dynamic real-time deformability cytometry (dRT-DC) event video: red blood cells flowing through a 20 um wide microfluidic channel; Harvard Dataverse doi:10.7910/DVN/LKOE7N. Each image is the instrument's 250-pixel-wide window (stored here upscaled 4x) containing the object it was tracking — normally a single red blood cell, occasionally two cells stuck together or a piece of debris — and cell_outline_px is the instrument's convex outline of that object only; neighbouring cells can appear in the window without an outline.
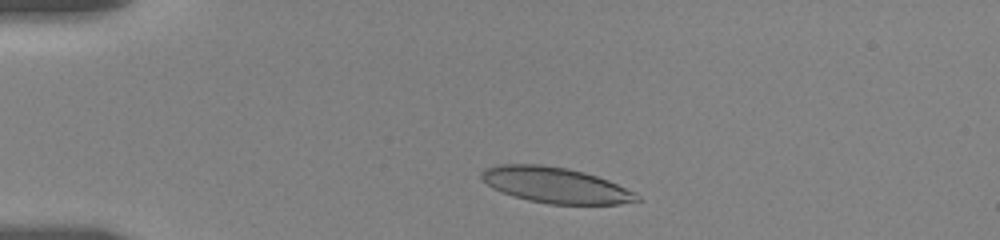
{"species": "human", "species_latin": "Homo sapiens", "temperature_condition": "room temperature", "stored_images_in_passage": 31, "camera_frame_rate_fps": 3000, "um_per_image_px": 0.085, "donor": {"sex": "female"}, "frame": {"image": 1, "passage_image": 2, "time_ms": 0.333, "image_size_px": [1000, 240], "cell_outline_px": [[640, 200], [620, 204], [548, 204], [528, 200], [492, 188], [480, 176], [480, 172], [484, 168], [500, 164], [540, 164], [568, 168], [584, 172], [608, 180], [636, 192], [640, 196]], "centroid_in_image_um": [47.23, 15.73], "position_along_channel_um": 37.8, "area_um2": 32.25}}
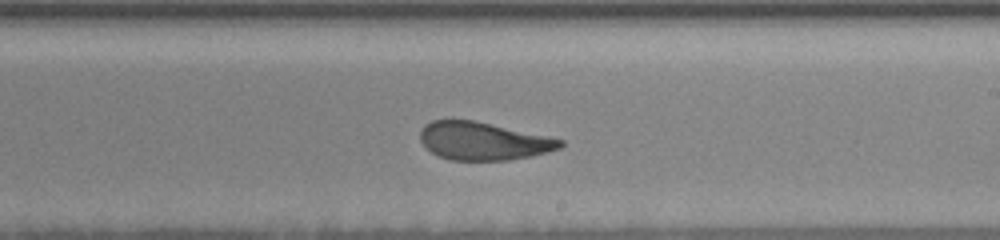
{"frame": {"image": 2, "passage_image": 19, "time_ms": 7.333, "image_size_px": [1000, 240], "cell_outline_px": [[564, 144], [560, 148], [532, 156], [508, 160], [452, 160], [440, 156], [432, 152], [420, 140], [420, 132], [424, 124], [432, 120], [472, 120], [548, 136], [564, 140]], "centroid_in_image_um": [41.08, 11.99], "position_along_channel_um": 247.9, "area_um2": 30.69}}
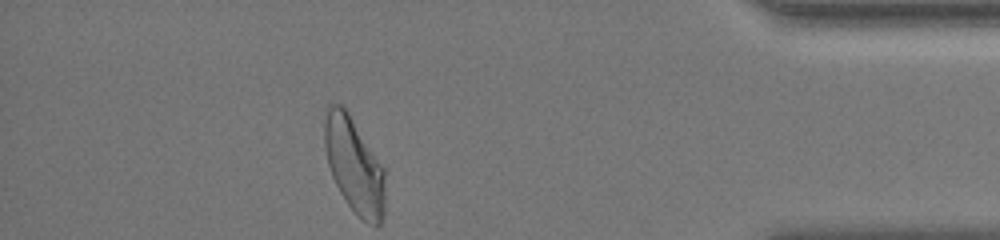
{"frame": {"image": 3, "passage_image": 31, "time_ms": 12.667, "image_size_px": [1000, 240], "cell_outline_px": [[384, 216], [380, 224], [368, 224], [348, 204], [340, 192], [332, 176], [328, 164], [324, 144], [324, 120], [328, 104], [340, 104], [348, 112], [384, 168]], "centroid_in_image_um": [30.09, 14.04], "position_along_channel_um": 405.1, "area_um2": 33.23}, "authors_computed_cell_mechanics": {"area_um2": 32.5414, "velocity_mm_per_s": 3.6306, "shape_relaxation_time_tau1_ms": 4.9989, "shape_relaxation_time_tau2_ms": 1.5267, "deformation_change_tau1": 0.1473, "deformation_change_tau2": 0.0871}}